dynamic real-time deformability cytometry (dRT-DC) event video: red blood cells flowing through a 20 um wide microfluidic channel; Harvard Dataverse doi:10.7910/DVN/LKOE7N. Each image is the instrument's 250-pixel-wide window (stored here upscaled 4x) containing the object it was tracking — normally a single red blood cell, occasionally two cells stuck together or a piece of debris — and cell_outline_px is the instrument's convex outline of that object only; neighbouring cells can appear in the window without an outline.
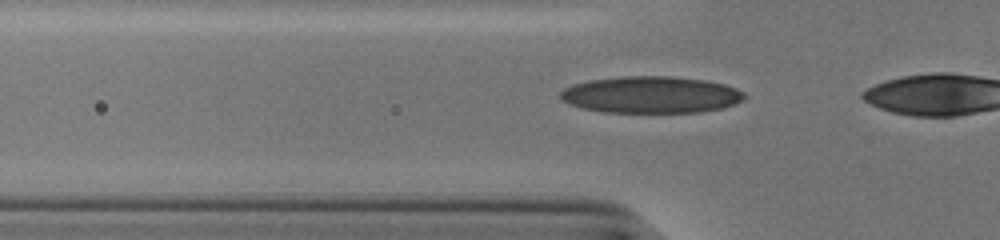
{"species": "human", "species_latin": "Homo sapiens", "temperature_condition": "cold", "stored_images_in_passage": 16, "camera_frame_rate_fps": 3000, "um_per_image_px": 0.085, "donor": {"sex": "male"}, "frame": {"image": 1, "passage_image": 14, "time_ms": 4.333, "image_size_px": [1000, 240], "cell_outline_px": [[744, 96], [736, 104], [724, 108], [700, 112], [604, 112], [580, 108], [568, 104], [560, 100], [560, 92], [564, 88], [572, 84], [588, 80], [624, 76], [668, 76], [704, 80], [724, 84], [736, 88], [744, 92]], "centroid_in_image_um": [55.29, 8.05], "position_along_channel_um": 70.5, "area_um2": 39.59}}